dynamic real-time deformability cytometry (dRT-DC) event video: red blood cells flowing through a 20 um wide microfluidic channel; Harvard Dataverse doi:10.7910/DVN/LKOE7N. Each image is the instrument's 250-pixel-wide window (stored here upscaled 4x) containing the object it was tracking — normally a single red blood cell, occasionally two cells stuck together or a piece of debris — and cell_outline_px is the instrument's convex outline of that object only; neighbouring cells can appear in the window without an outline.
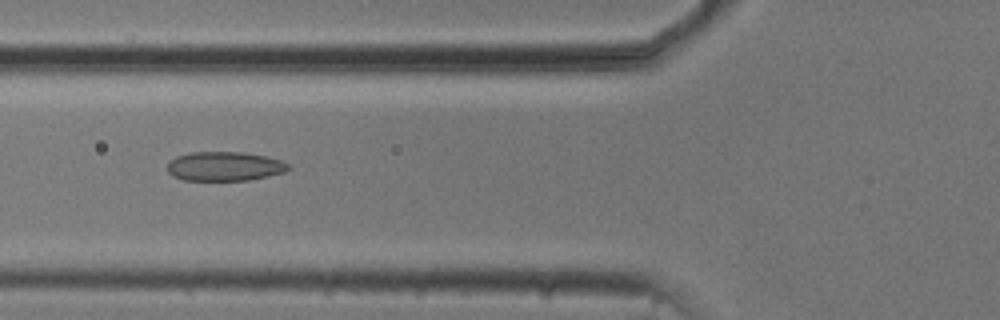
{"species": "common noctule bat (a hibernating species)", "species_latin": "Nyctalus noctula", "temperature_condition": "cold", "stored_images_in_passage": 44, "camera_frame_rate_fps": 3000, "um_per_image_px": 0.085, "animal": {"sex": "male", "body_mass_g": 20.5, "forearm_length_mm": 52.5}, "frame": {"image": 1, "passage_image": 11, "time_ms": 3.333, "image_size_px": [1000, 320], "cell_outline_px": [[292, 168], [284, 172], [268, 176], [248, 180], [184, 180], [172, 176], [168, 172], [168, 160], [176, 156], [188, 152], [244, 152], [264, 156], [280, 160], [288, 164]], "centroid_in_image_um": [19.06, 14.13], "position_along_channel_um": 106.7, "area_um2": 20.69}}
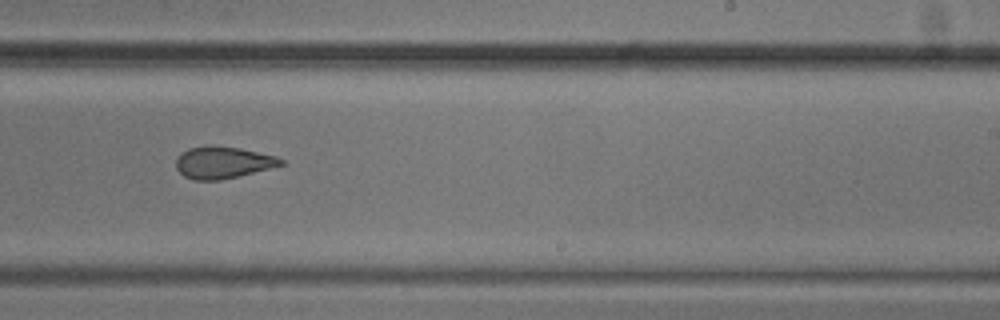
{"frame": {"image": 2, "passage_image": 24, "time_ms": 7.667, "image_size_px": [1000, 320], "cell_outline_px": [[284, 164], [220, 180], [192, 180], [184, 176], [176, 168], [176, 160], [180, 152], [188, 148], [208, 144], [212, 144], [240, 148], [276, 156], [284, 160]], "centroid_in_image_um": [18.88, 13.78], "position_along_channel_um": 270.1, "area_um2": 19.54}}
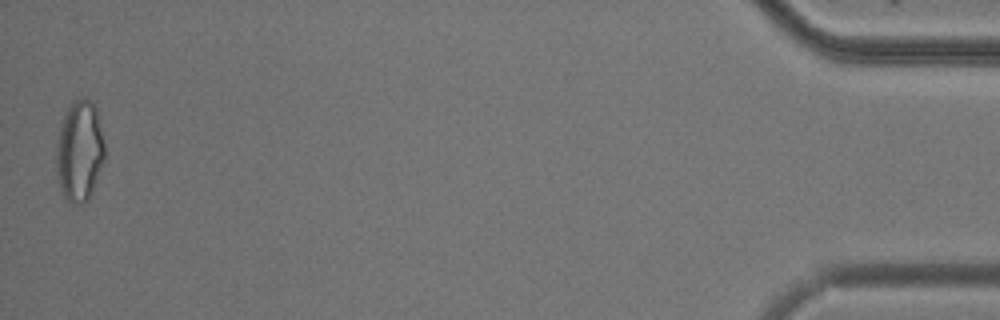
{"frame": {"image": 3, "passage_image": 44, "time_ms": 14.333, "image_size_px": [1000, 320], "cell_outline_px": [[104, 160], [92, 192], [88, 200], [84, 204], [72, 204], [64, 196], [60, 188], [56, 172], [56, 144], [60, 124], [72, 100], [84, 96], [92, 100], [96, 108], [104, 140]], "centroid_in_image_um": [6.75, 12.82], "position_along_channel_um": 428.4, "area_um2": 28.84}, "authors_computed_cell_mechanics": {"area_um2": 20.3456, "velocity_mm_per_s": 3.7585, "shape_relaxation_time_tau1_ms": 11.1154, "shape_relaxation_time_tau2_ms": 2.6298, "deformation_change_tau1": 0.2049, "deformation_change_tau2": 0.0865}}